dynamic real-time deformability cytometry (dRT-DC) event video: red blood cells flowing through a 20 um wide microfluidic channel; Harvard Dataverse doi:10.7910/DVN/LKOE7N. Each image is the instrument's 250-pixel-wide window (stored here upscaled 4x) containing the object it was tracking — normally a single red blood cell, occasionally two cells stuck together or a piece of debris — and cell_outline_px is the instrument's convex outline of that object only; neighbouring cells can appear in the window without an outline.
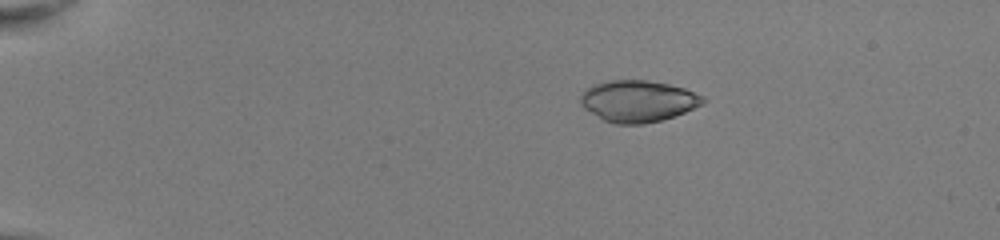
{"species": "common noctule bat (a hibernating species)", "species_latin": "Nyctalus noctula", "temperature_condition": "room temperature", "stored_images_in_passage": 43, "camera_frame_rate_fps": 3000, "um_per_image_px": 0.085, "animal": {"sex": "female", "body_mass_g": 22.0, "forearm_length_mm": 56.7}, "frame": {"image": 1, "passage_image": 1, "time_ms": 0.0, "image_size_px": [1000, 240], "cell_outline_px": [[708, 100], [704, 104], [684, 112], [660, 120], [644, 124], [616, 124], [604, 120], [584, 108], [580, 104], [580, 96], [584, 88], [592, 84], [608, 80], [648, 80], [668, 84], [684, 88], [704, 96]], "centroid_in_image_um": [54.22, 8.58], "position_along_channel_um": 30.8, "area_um2": 29.82}}
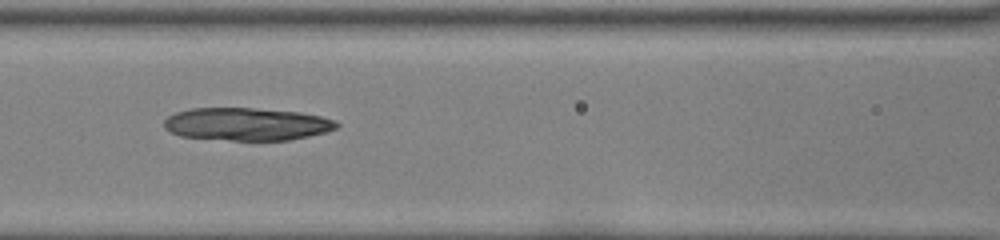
{"frame": {"image": 2, "passage_image": 16, "time_ms": 5.0, "image_size_px": [1000, 240], "cell_outline_px": [[340, 124], [336, 128], [324, 132], [308, 136], [288, 140], [232, 140], [180, 136], [164, 128], [164, 120], [168, 116], [176, 112], [192, 108], [252, 108], [300, 112], [320, 116], [336, 120]], "centroid_in_image_um": [20.97, 10.54], "position_along_channel_um": 145.6, "area_um2": 32.77}}
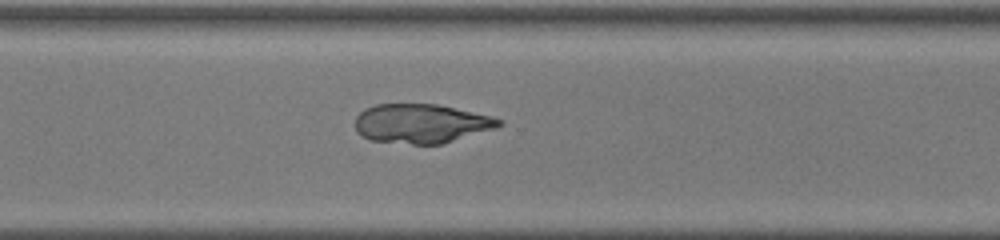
{"frame": {"image": 3, "passage_image": 30, "time_ms": 9.667, "image_size_px": [1000, 240], "cell_outline_px": [[504, 124], [496, 128], [444, 144], [412, 144], [368, 140], [360, 136], [356, 132], [356, 116], [364, 108], [376, 104], [436, 104], [492, 116], [504, 120]], "centroid_in_image_um": [35.81, 10.51], "position_along_channel_um": 334.8, "area_um2": 33.18}}